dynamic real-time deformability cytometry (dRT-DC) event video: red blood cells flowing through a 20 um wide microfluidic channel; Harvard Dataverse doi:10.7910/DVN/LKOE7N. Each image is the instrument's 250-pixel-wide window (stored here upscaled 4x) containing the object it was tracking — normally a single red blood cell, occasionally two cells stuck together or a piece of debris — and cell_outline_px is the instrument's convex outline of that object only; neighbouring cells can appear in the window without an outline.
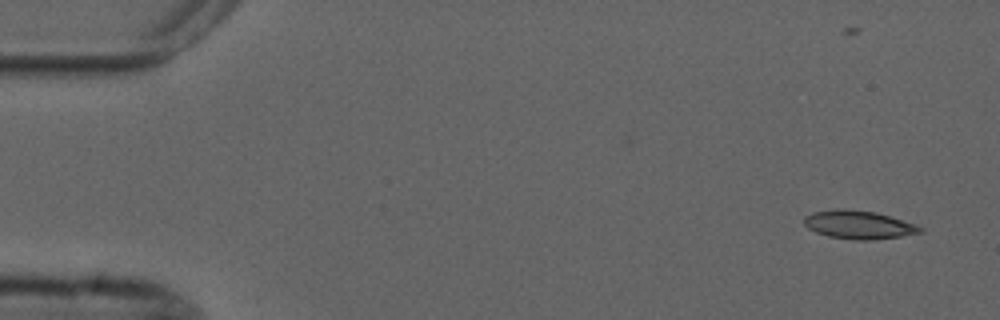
{"species": "common noctule bat (a hibernating species)", "species_latin": "Nyctalus noctula", "temperature_condition": "cold", "stored_images_in_passage": 7, "camera_frame_rate_fps": 3000, "um_per_image_px": 0.085, "animal": {"sex": "male", "forearm_length_mm": 52.5}, "frame": {"image": 1, "passage_image": 1, "time_ms": 0.0, "image_size_px": [1000, 320], "cell_outline_px": [[924, 232], [900, 236], [872, 240], [856, 240], [828, 236], [816, 232], [808, 228], [804, 224], [804, 216], [812, 212], [836, 208], [840, 208], [876, 212], [916, 224], [924, 228]], "centroid_in_image_um": [72.98, 19.1], "position_along_channel_um": 12.0, "area_um2": 19.25}}
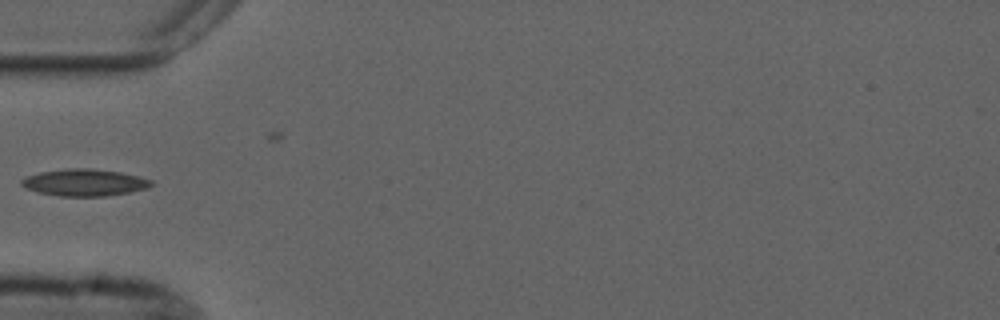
{"frame": {"image": 2, "passage_image": 5, "time_ms": 5.0, "image_size_px": [1000, 320], "cell_outline_px": [[156, 184], [148, 188], [128, 192], [104, 196], [60, 196], [40, 192], [24, 188], [20, 184], [20, 180], [28, 176], [40, 172], [68, 168], [92, 168], [120, 172], [140, 176], [152, 180]], "centroid_in_image_um": [7.21, 15.5], "position_along_channel_um": 77.8, "area_um2": 20.4}}
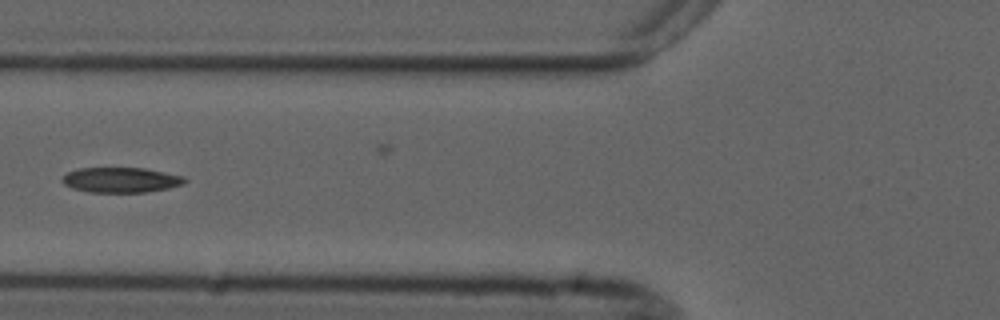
{"frame": {"image": 3, "passage_image": 6, "time_ms": 6.0, "image_size_px": [1000, 320], "cell_outline_px": [[188, 180], [184, 184], [168, 188], [144, 192], [88, 192], [72, 188], [64, 184], [60, 180], [68, 172], [80, 168], [144, 168], [184, 176]], "centroid_in_image_um": [10.29, 15.29], "position_along_channel_um": 115.5, "area_um2": 17.92}}